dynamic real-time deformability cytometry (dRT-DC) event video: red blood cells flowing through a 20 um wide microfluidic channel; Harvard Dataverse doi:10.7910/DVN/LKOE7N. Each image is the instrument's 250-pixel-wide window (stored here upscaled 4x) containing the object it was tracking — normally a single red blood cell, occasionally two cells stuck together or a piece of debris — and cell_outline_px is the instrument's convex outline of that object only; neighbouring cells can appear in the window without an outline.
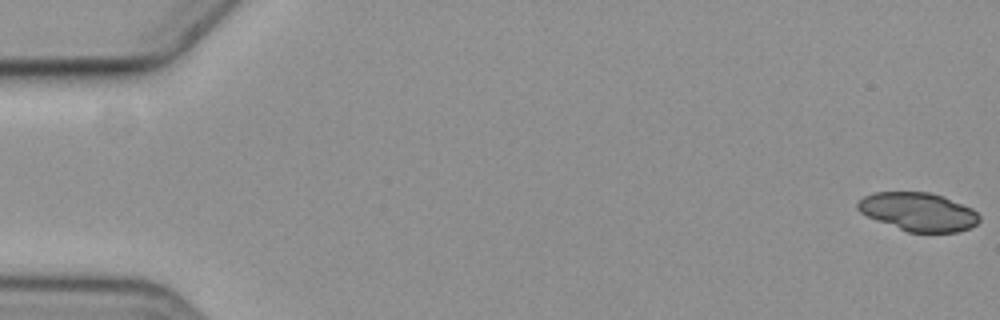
{"species": "common noctule bat (a hibernating species)", "species_latin": "Nyctalus noctula", "temperature_condition": "cold", "stored_images_in_passage": 6, "camera_frame_rate_fps": 3000, "um_per_image_px": 0.085, "animal": {"sex": "female", "body_mass_g": 19.3, "forearm_length_mm": 54.1}, "frame": {"image": 1, "passage_image": 1, "time_ms": 0.0, "image_size_px": [1000, 320], "cell_outline_px": [[980, 220], [976, 224], [960, 232], [908, 232], [868, 216], [860, 212], [856, 208], [856, 204], [864, 196], [872, 192], [928, 192], [940, 196], [972, 208], [980, 216]], "centroid_in_image_um": [78.05, 18.0], "position_along_channel_um": 7.0, "area_um2": 26.88}}